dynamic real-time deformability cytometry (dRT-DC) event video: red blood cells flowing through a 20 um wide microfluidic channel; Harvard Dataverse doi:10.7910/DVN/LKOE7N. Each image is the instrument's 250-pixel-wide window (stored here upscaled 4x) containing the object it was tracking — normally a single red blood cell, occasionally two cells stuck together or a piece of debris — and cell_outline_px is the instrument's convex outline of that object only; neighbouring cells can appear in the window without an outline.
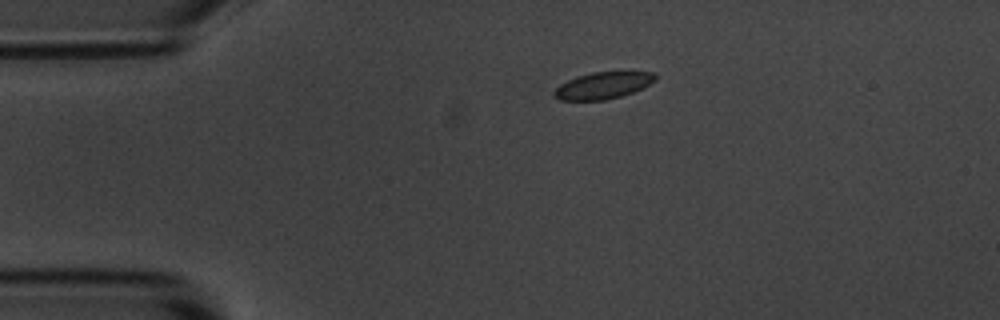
{"species": "common noctule bat (a hibernating species)", "species_latin": "Nyctalus noctula", "temperature_condition": "room temperature", "stored_images_in_passage": 46, "camera_frame_rate_fps": 3000, "um_per_image_px": 0.085, "animal": {"sex": "male", "body_mass_g": 20.1, "forearm_length_mm": 53.5}, "frame": {"image": 1, "passage_image": 1, "time_ms": 0.0, "image_size_px": [1000, 320], "cell_outline_px": [[656, 80], [632, 92], [620, 96], [604, 100], [560, 100], [552, 96], [552, 92], [560, 84], [576, 76], [592, 72], [656, 72]], "centroid_in_image_um": [51.2, 7.26], "position_along_channel_um": 33.8, "area_um2": 15.66}}
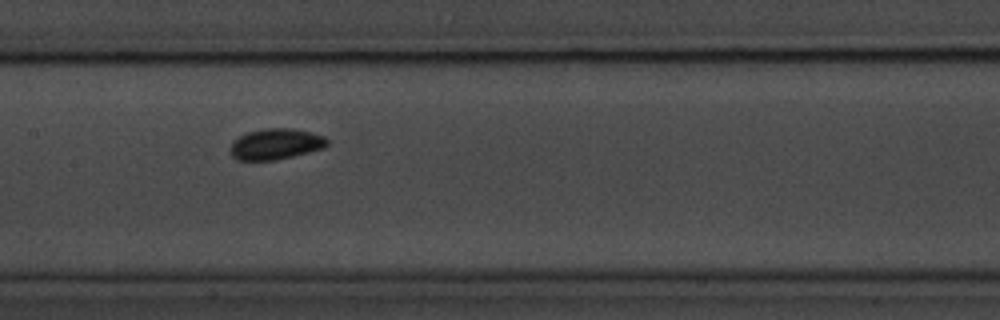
{"frame": {"image": 2, "passage_image": 17, "time_ms": 5.333, "image_size_px": [1000, 320], "cell_outline_px": [[328, 144], [324, 148], [276, 160], [236, 160], [232, 156], [232, 140], [248, 132], [264, 128], [292, 128], [312, 132], [324, 136], [328, 140]], "centroid_in_image_um": [23.46, 12.23], "position_along_channel_um": 183.9, "area_um2": 17.4}}
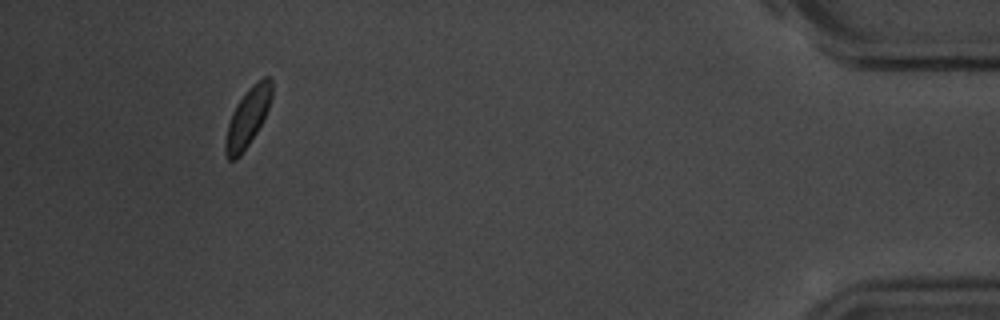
{"frame": {"image": 3, "passage_image": 42, "time_ms": 13.667, "image_size_px": [1000, 320], "cell_outline_px": [[272, 96], [268, 108], [256, 132], [240, 156], [236, 160], [228, 160], [224, 156], [224, 140], [228, 124], [232, 112], [236, 104], [248, 88], [256, 80], [264, 76], [268, 76], [272, 80]], "centroid_in_image_um": [21.02, 9.98], "position_along_channel_um": 414.2, "area_um2": 15.9}, "authors_computed_cell_mechanics": {"area_um2": 16.3285, "velocity_mm_per_s": 3.5607, "shape_relaxation_time_tau1_ms": 1.7225, "shape_relaxation_time_tau2_ms": null, "deformation_change_tau1": 0.0757, "deformation_change_tau2": null}}